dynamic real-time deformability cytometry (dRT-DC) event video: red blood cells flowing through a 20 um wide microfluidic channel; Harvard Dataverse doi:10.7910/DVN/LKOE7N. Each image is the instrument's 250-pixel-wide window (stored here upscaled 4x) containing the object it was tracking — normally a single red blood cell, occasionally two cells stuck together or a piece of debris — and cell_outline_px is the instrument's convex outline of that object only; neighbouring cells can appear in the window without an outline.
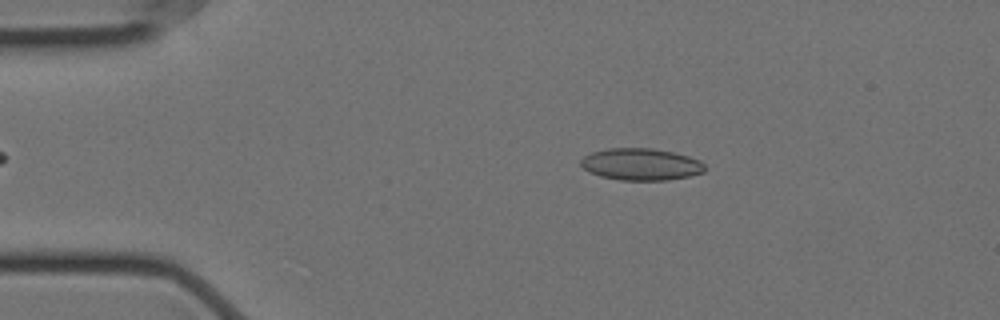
{"species": "Egyptian fruit bat (a non-hibernating species)", "species_latin": "Rousettus aegyptiacus", "temperature_condition": "cold", "stored_images_in_passage": 46, "camera_frame_rate_fps": 3000, "um_per_image_px": 0.085, "animal": {"sex": "female"}, "frame": {"image": 1, "passage_image": 8, "time_ms": 2.333, "image_size_px": [1000, 320], "cell_outline_px": [[704, 172], [688, 176], [668, 180], [620, 180], [600, 176], [588, 172], [580, 164], [580, 160], [584, 156], [592, 152], [608, 148], [652, 148], [672, 152], [688, 156], [700, 160], [704, 164]], "centroid_in_image_um": [54.46, 13.96], "position_along_channel_um": 30.5, "area_um2": 23.06}}
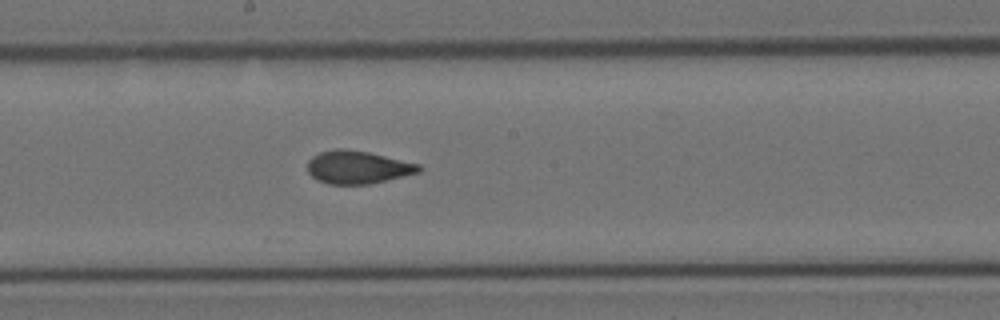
{"frame": {"image": 2, "passage_image": 28, "time_ms": 9.0, "image_size_px": [1000, 320], "cell_outline_px": [[424, 168], [420, 172], [404, 176], [368, 184], [328, 184], [316, 180], [308, 172], [308, 160], [312, 156], [320, 152], [336, 148], [344, 148], [368, 152], [420, 164]], "centroid_in_image_um": [30.4, 14.21], "position_along_channel_um": 217.8, "area_um2": 21.44}}
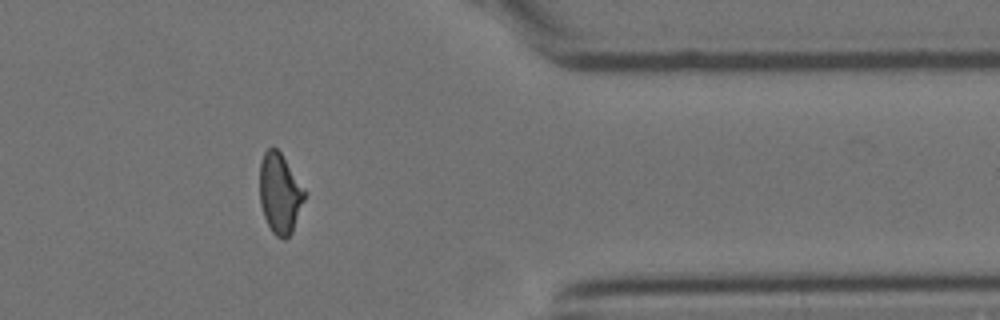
{"frame": {"image": 3, "passage_image": 44, "time_ms": 14.333, "image_size_px": [1000, 320], "cell_outline_px": [[304, 200], [292, 232], [284, 240], [276, 236], [272, 232], [264, 216], [260, 204], [260, 160], [264, 152], [268, 148], [276, 148], [280, 152], [304, 192]], "centroid_in_image_um": [23.74, 16.46], "position_along_channel_um": 387.7, "area_um2": 20.35}, "authors_computed_cell_mechanics": {"area_um2": 21.8484, "velocity_mm_per_s": 3.5342, "shape_relaxation_time_tau1_ms": null, "shape_relaxation_time_tau2_ms": 1.641, "deformation_change_tau1": null, "deformation_change_tau2": 0.0672}}